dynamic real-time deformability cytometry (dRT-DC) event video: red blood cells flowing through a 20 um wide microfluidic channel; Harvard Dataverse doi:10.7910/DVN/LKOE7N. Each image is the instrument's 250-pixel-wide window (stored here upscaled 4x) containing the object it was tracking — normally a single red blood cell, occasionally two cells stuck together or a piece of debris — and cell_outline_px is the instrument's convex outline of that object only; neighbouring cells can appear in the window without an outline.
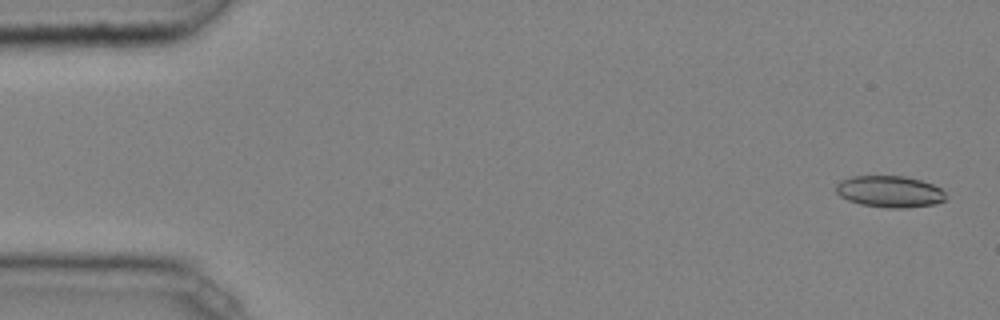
{"species": "common noctule bat (a hibernating species)", "species_latin": "Nyctalus noctula", "temperature_condition": "cold", "stored_images_in_passage": 47, "camera_frame_rate_fps": 3000, "um_per_image_px": 0.085, "animal": {"sex": "male", "body_mass_g": 20.4}, "frame": {"image": 1, "passage_image": 2, "time_ms": 0.333, "image_size_px": [1000, 320], "cell_outline_px": [[944, 200], [936, 204], [908, 208], [888, 208], [860, 204], [848, 200], [840, 196], [836, 192], [836, 184], [840, 180], [852, 176], [904, 176], [920, 180], [932, 184], [940, 188], [944, 192]], "centroid_in_image_um": [75.6, 16.29], "position_along_channel_um": 9.4, "area_um2": 20.23}}
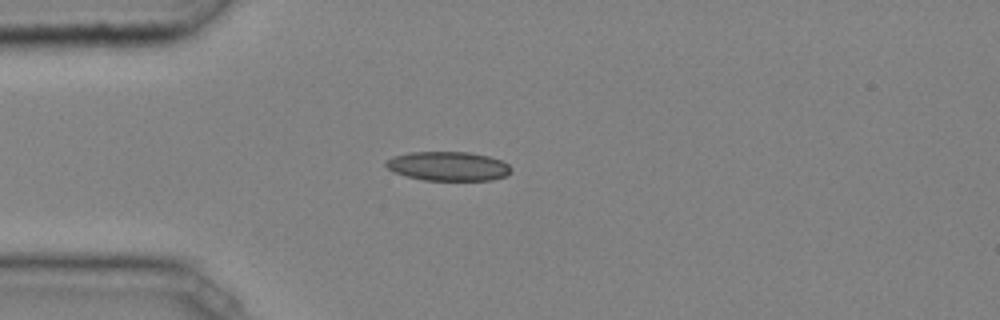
{"frame": {"image": 2, "passage_image": 13, "time_ms": 4.0, "image_size_px": [1000, 320], "cell_outline_px": [[512, 172], [508, 176], [492, 180], [424, 180], [404, 176], [388, 168], [384, 164], [392, 156], [412, 152], [468, 152], [488, 156], [500, 160], [508, 164], [512, 168]], "centroid_in_image_um": [38.13, 14.13], "position_along_channel_um": 46.9, "area_um2": 21.33}}
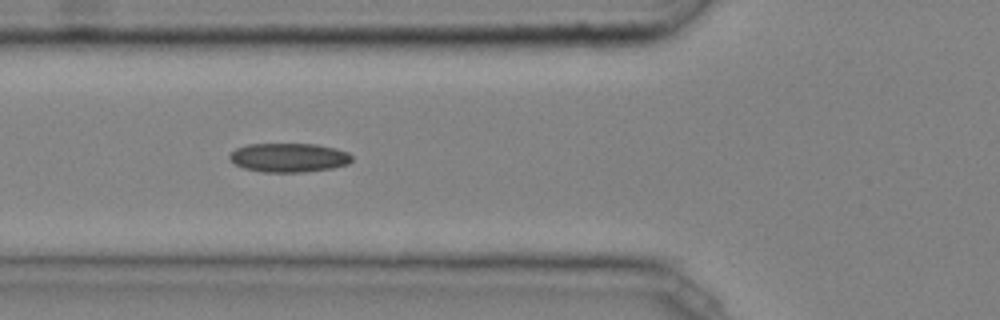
{"frame": {"image": 3, "passage_image": 18, "time_ms": 5.667, "image_size_px": [1000, 320], "cell_outline_px": [[352, 160], [348, 164], [332, 168], [304, 172], [264, 172], [244, 168], [236, 164], [228, 156], [236, 148], [248, 144], [316, 144], [336, 148], [348, 152], [352, 156]], "centroid_in_image_um": [24.58, 13.39], "position_along_channel_um": 101.2, "area_um2": 20.63}, "authors_computed_cell_mechanics": {"area_um2": 20.2878, "velocity_mm_per_s": 4.0706, "shape_relaxation_time_tau1_ms": 5.4649, "shape_relaxation_time_tau2_ms": 5.4957, "deformation_change_tau1": 0.1125, "deformation_change_tau2": 0.1319}}